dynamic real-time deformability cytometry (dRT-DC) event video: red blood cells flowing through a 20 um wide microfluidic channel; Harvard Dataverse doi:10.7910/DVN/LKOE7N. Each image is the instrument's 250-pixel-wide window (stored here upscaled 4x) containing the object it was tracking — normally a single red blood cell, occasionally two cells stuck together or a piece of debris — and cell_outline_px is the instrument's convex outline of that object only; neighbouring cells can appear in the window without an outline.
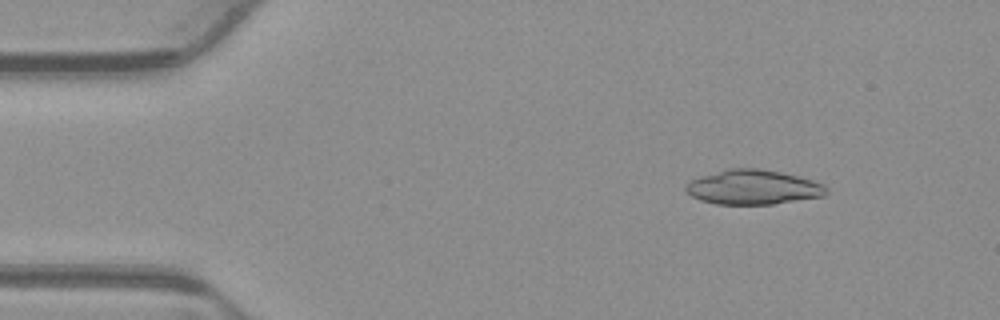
{"species": "common noctule bat (a hibernating species)", "species_latin": "Nyctalus noctula", "temperature_condition": "warm", "stored_images_in_passage": 49, "camera_frame_rate_fps": 3000, "um_per_image_px": 0.085, "animal": {"sex": "male", "body_mass_g": 23.1, "forearm_length_mm": 52.7}, "frame": {"image": 1, "passage_image": 3, "time_ms": 0.667, "image_size_px": [1000, 320], "cell_outline_px": [[828, 192], [824, 196], [772, 204], [716, 204], [700, 200], [692, 196], [684, 188], [688, 180], [700, 176], [728, 168], [756, 168], [780, 172], [812, 180], [824, 184], [828, 188]], "centroid_in_image_um": [63.99, 15.91], "position_along_channel_um": 21.0, "area_um2": 28.32}}